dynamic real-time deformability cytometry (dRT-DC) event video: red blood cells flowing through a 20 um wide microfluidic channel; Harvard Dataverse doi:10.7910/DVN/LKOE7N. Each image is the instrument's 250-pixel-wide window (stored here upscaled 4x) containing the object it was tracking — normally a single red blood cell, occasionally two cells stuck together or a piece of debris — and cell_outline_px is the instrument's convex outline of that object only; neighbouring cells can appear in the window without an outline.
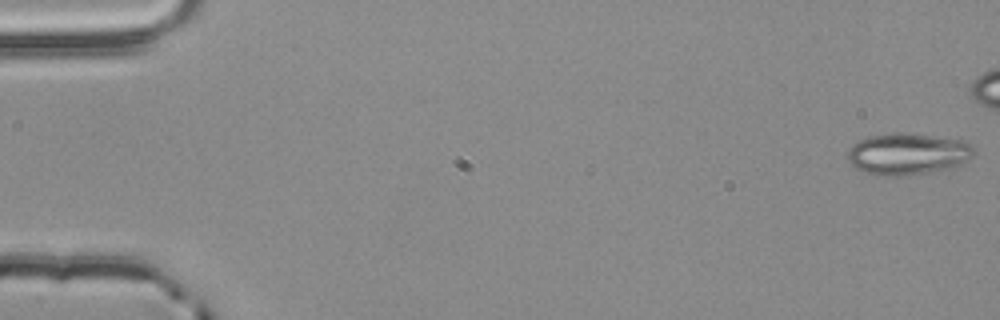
{"species": "common noctule bat (a hibernating species)", "species_latin": "Nyctalus noctula", "temperature_condition": "room temperature", "stored_images_in_passage": 6, "camera_frame_rate_fps": 3000, "um_per_image_px": 0.085, "animal": {"sex": "male", "body_mass_g": 20.4}, "frame": {"image": 1, "passage_image": 1, "time_ms": 0.0, "image_size_px": [1000, 320], "cell_outline_px": [[976, 152], [968, 160], [960, 164], [948, 168], [908, 176], [876, 176], [864, 172], [856, 168], [848, 160], [848, 152], [852, 144], [868, 136], [900, 132], [964, 140]], "centroid_in_image_um": [77.13, 13.1], "position_along_channel_um": 7.9, "area_um2": 30.58}}